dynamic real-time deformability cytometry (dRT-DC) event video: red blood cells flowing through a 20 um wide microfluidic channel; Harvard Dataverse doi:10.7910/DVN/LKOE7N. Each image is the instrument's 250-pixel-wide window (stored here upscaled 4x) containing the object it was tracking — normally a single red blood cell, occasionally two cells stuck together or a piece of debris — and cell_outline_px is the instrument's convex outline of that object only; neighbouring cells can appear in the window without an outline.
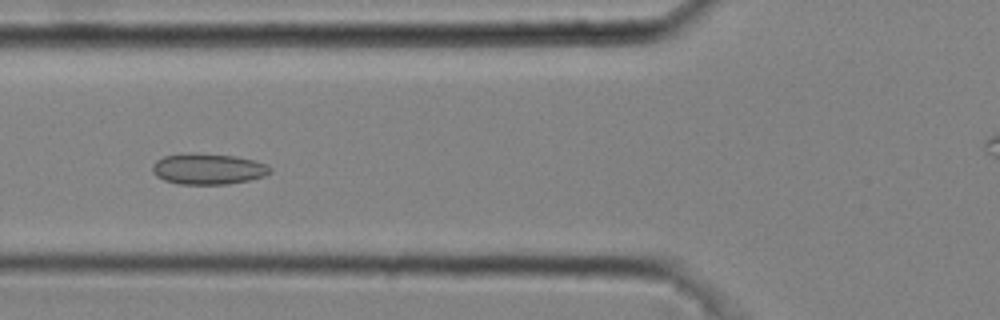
{"species": "common noctule bat (a hibernating species)", "species_latin": "Nyctalus noctula", "temperature_condition": "cold", "stored_images_in_passage": 39, "camera_frame_rate_fps": 3000, "um_per_image_px": 0.085, "animal": {"sex": "male", "body_mass_g": 20.4}, "frame": {"image": 1, "passage_image": 13, "time_ms": 4.0, "image_size_px": [1000, 320], "cell_outline_px": [[272, 172], [264, 176], [248, 180], [228, 184], [180, 184], [164, 180], [156, 176], [152, 172], [152, 164], [156, 160], [164, 156], [188, 152], [192, 152], [236, 156], [268, 164], [272, 168]], "centroid_in_image_um": [17.68, 14.35], "position_along_channel_um": 108.1, "area_um2": 21.44}}
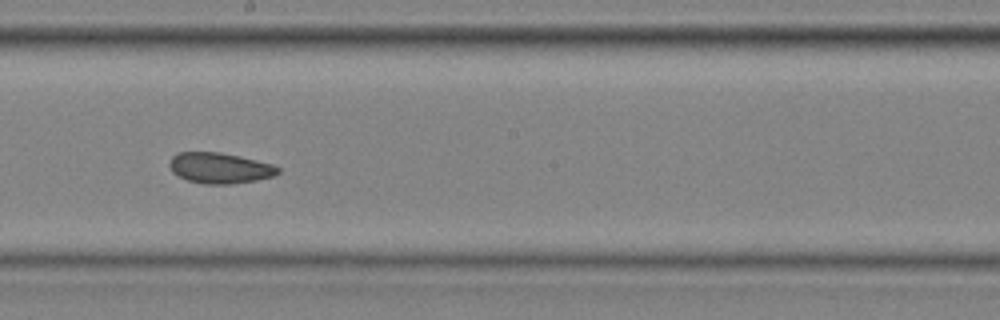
{"frame": {"image": 2, "passage_image": 22, "time_ms": 7.0, "image_size_px": [1000, 320], "cell_outline_px": [[280, 172], [272, 176], [256, 180], [232, 184], [204, 184], [188, 180], [172, 172], [168, 164], [172, 156], [176, 152], [220, 152], [240, 156], [272, 164], [280, 168]], "centroid_in_image_um": [18.66, 14.27], "position_along_channel_um": 229.5, "area_um2": 19.42}}
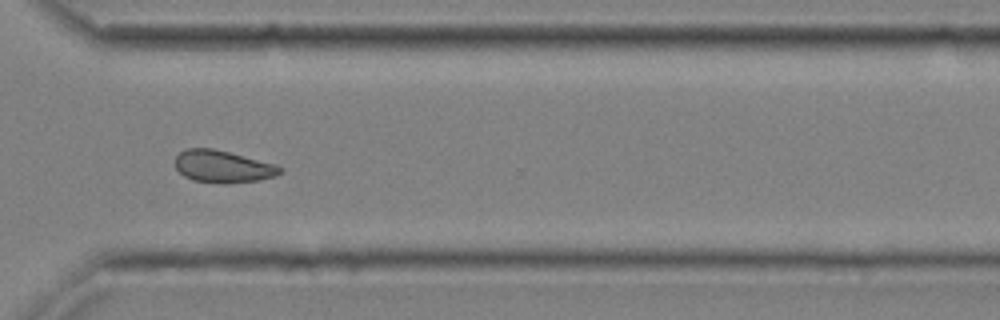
{"frame": {"image": 3, "passage_image": 31, "time_ms": 10.0, "image_size_px": [1000, 320], "cell_outline_px": [[284, 168], [280, 172], [272, 176], [260, 180], [224, 184], [220, 184], [192, 180], [184, 176], [176, 168], [176, 156], [184, 148], [212, 148], [276, 164]], "centroid_in_image_um": [18.92, 14.16], "position_along_channel_um": 351.7, "area_um2": 19.65}}